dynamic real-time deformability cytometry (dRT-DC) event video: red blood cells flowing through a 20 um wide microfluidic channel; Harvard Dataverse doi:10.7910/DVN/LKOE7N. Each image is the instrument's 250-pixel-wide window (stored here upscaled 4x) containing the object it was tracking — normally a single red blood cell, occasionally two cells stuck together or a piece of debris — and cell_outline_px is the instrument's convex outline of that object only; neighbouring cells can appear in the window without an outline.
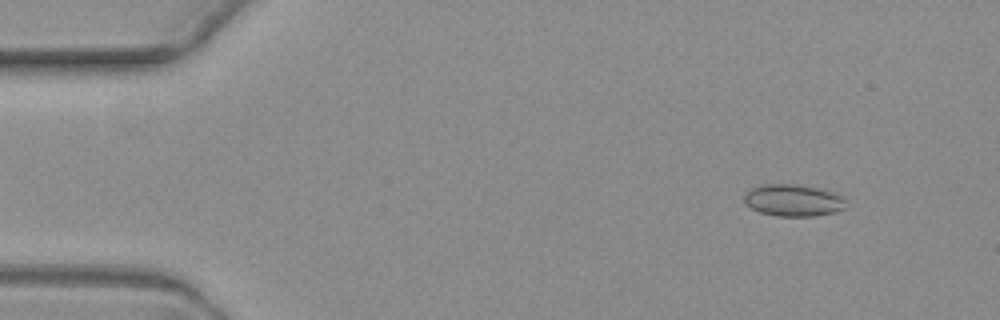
{"species": "common noctule bat (a hibernating species)", "species_latin": "Nyctalus noctula", "temperature_condition": "warm", "stored_images_in_passage": 4, "camera_frame_rate_fps": 3000, "um_per_image_px": 0.085, "animal": {"sex": "female", "body_mass_g": 19.3, "forearm_length_mm": 54.1}, "frame": {"image": 1, "passage_image": 2, "time_ms": 1.0, "image_size_px": [1000, 320], "cell_outline_px": [[844, 208], [836, 212], [816, 216], [776, 216], [760, 212], [752, 208], [744, 200], [744, 192], [752, 188], [764, 184], [792, 184], [816, 188], [832, 192], [840, 196], [844, 200]], "centroid_in_image_um": [67.39, 17.03], "position_along_channel_um": 17.6, "area_um2": 18.67}}
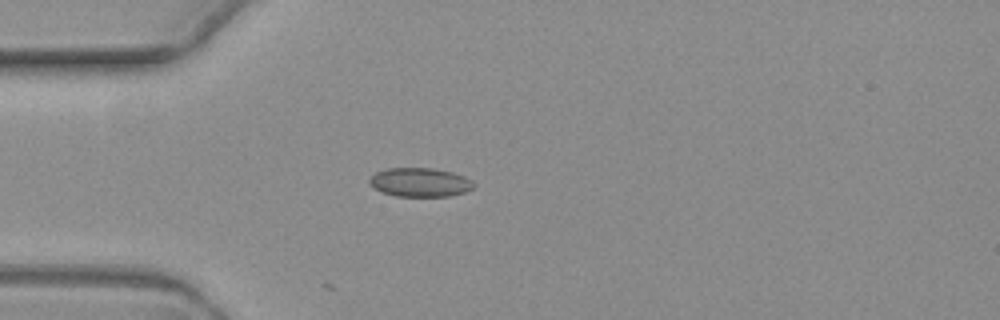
{"frame": {"image": 2, "passage_image": 4, "time_ms": 4.333, "image_size_px": [1000, 320], "cell_outline_px": [[476, 184], [472, 188], [464, 192], [448, 196], [396, 196], [384, 192], [368, 184], [368, 180], [376, 172], [388, 168], [432, 168], [452, 172], [464, 176], [472, 180]], "centroid_in_image_um": [35.71, 15.49], "position_along_channel_um": 49.3, "area_um2": 17.46}}